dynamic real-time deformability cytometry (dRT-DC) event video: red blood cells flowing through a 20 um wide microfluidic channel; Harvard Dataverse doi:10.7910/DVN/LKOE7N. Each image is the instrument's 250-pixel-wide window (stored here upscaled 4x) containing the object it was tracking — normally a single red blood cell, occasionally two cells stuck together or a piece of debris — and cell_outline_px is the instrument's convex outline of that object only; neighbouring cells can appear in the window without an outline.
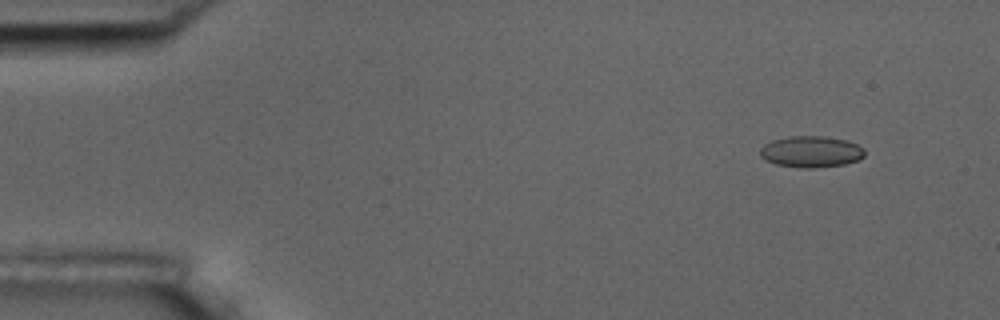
{"species": "common noctule bat (a hibernating species)", "species_latin": "Nyctalus noctula", "temperature_condition": "room temperature", "stored_images_in_passage": 51, "camera_frame_rate_fps": 3000, "um_per_image_px": 0.085, "animal": {"sex": "male", "body_mass_g": 17.5, "forearm_length_mm": 52.3}, "frame": {"image": 1, "passage_image": 1, "time_ms": 0.0, "image_size_px": [1000, 320], "cell_outline_px": [[864, 156], [860, 160], [844, 164], [816, 168], [804, 168], [776, 164], [764, 160], [760, 156], [760, 148], [764, 144], [772, 140], [792, 136], [824, 136], [848, 140], [864, 148]], "centroid_in_image_um": [68.95, 12.89], "position_along_channel_um": 16.1, "area_um2": 19.25}}
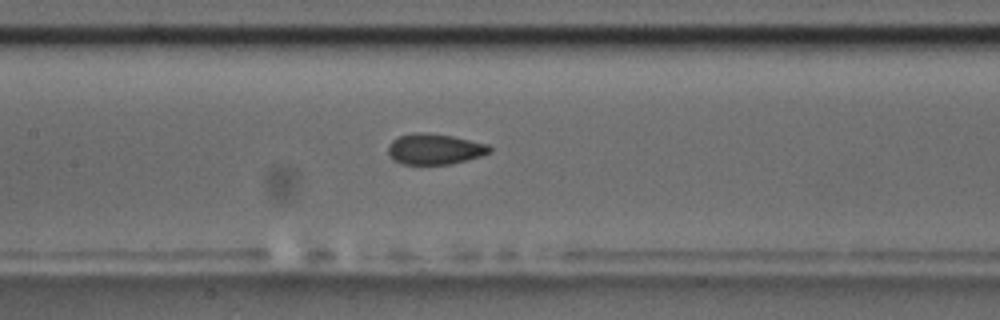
{"frame": {"image": 2, "passage_image": 22, "time_ms": 7.0, "image_size_px": [1000, 320], "cell_outline_px": [[492, 152], [480, 156], [452, 164], [400, 164], [392, 160], [388, 152], [388, 144], [392, 140], [400, 136], [412, 132], [428, 132], [452, 136], [488, 144], [492, 148]], "centroid_in_image_um": [36.93, 12.67], "position_along_channel_um": 170.5, "area_um2": 18.38}}
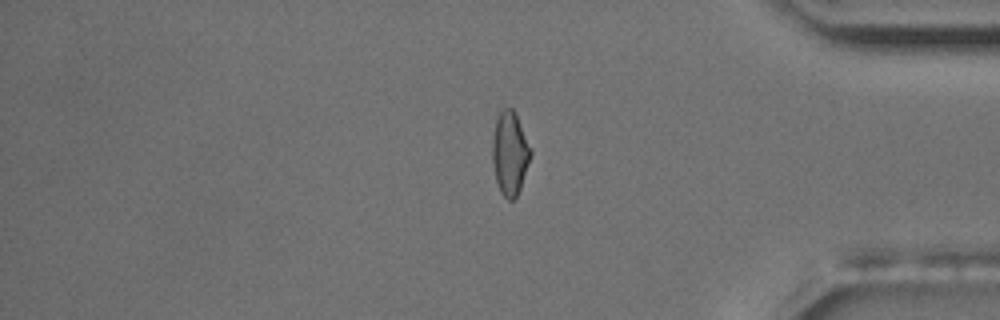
{"frame": {"image": 3, "passage_image": 42, "time_ms": 13.667, "image_size_px": [1000, 320], "cell_outline_px": [[532, 152], [520, 188], [516, 196], [512, 200], [508, 200], [500, 192], [496, 180], [492, 164], [492, 136], [496, 120], [500, 112], [504, 108], [512, 108], [532, 148]], "centroid_in_image_um": [43.32, 13.03], "position_along_channel_um": 391.9, "area_um2": 18.5}, "authors_computed_cell_mechanics": {"area_um2": 18.5538, "velocity_mm_per_s": 3.6659, "shape_relaxation_time_tau1_ms": null, "shape_relaxation_time_tau2_ms": 1.4739, "deformation_change_tau1": null, "deformation_change_tau2": 0.0783}}